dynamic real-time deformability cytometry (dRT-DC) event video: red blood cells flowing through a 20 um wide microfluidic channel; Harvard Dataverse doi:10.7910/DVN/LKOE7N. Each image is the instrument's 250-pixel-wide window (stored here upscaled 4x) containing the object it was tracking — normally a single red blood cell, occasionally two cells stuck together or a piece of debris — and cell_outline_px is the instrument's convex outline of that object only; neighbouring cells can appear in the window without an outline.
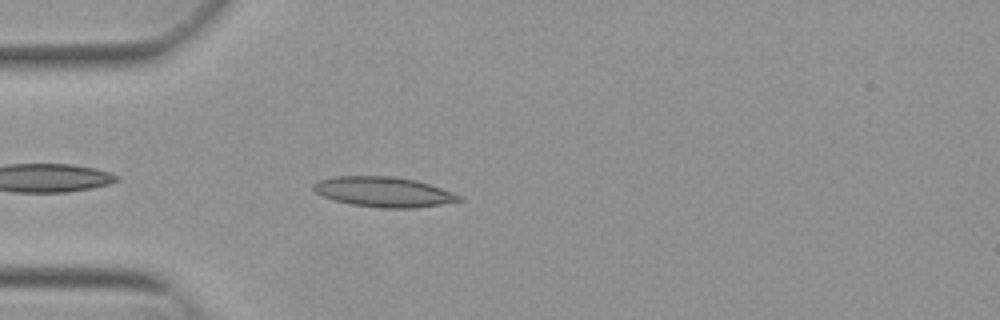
{"species": "Egyptian fruit bat (a non-hibernating species)", "species_latin": "Rousettus aegyptiacus", "temperature_condition": "warm", "stored_images_in_passage": 15, "camera_frame_rate_fps": 3000, "um_per_image_px": 0.085, "animal": {"sex": "female"}, "frame": {"image": 1, "passage_image": 1, "time_ms": 0.0, "image_size_px": [1000, 320], "cell_outline_px": [[464, 200], [416, 208], [384, 208], [352, 204], [336, 200], [324, 196], [316, 192], [312, 188], [312, 184], [320, 180], [336, 176], [392, 176], [416, 180], [464, 196]], "centroid_in_image_um": [32.64, 16.31], "position_along_channel_um": 52.4, "area_um2": 25.32}}
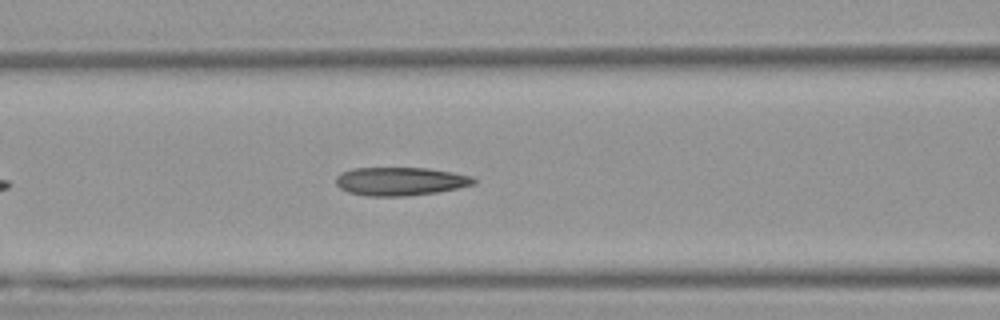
{"frame": {"image": 2, "passage_image": 8, "time_ms": 2.333, "image_size_px": [1000, 320], "cell_outline_px": [[476, 184], [436, 192], [408, 196], [368, 196], [348, 192], [340, 188], [336, 184], [336, 176], [340, 172], [352, 168], [428, 168], [452, 172], [472, 176], [476, 180]], "centroid_in_image_um": [34.01, 15.41], "position_along_channel_um": 132.6, "area_um2": 22.83}}
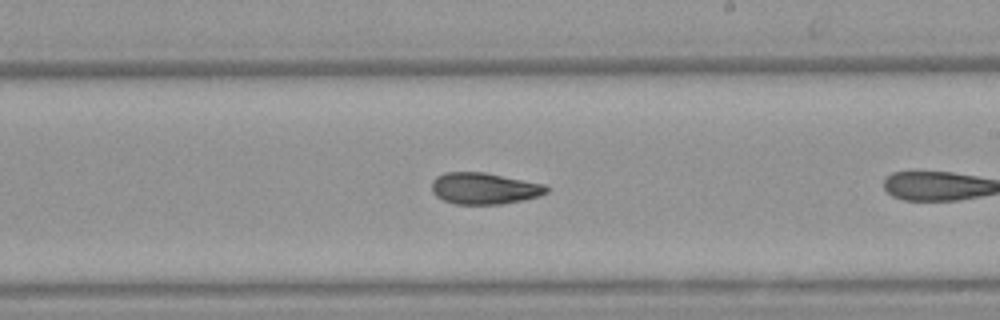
{"frame": {"image": 3, "passage_image": 14, "time_ms": 4.333, "image_size_px": [1000, 320], "cell_outline_px": [[548, 192], [540, 196], [524, 200], [500, 204], [456, 204], [444, 200], [436, 196], [432, 192], [432, 180], [436, 176], [444, 172], [484, 172], [544, 184], [548, 188]], "centroid_in_image_um": [41.15, 16.01], "position_along_channel_um": 247.9, "area_um2": 21.1}}